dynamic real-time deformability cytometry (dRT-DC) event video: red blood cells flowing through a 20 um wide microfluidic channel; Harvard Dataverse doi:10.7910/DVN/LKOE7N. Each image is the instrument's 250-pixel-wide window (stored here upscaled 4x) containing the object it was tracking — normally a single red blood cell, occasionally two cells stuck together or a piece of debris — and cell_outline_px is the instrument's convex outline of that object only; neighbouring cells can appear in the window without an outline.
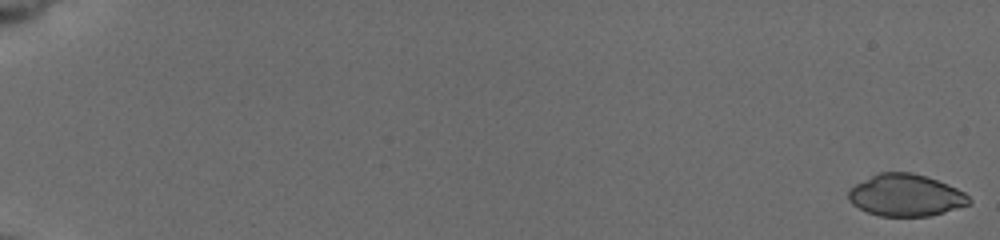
{"species": "common noctule bat (a hibernating species)", "species_latin": "Nyctalus noctula", "temperature_condition": "cold", "stored_images_in_passage": 17, "camera_frame_rate_fps": 3000, "um_per_image_px": 0.085, "animal": {"sex": "female", "body_mass_g": 19.5, "forearm_length_mm": 54.1}, "frame": {"image": 1, "passage_image": 1, "time_ms": 0.0, "image_size_px": [1000, 240], "cell_outline_px": [[972, 200], [968, 204], [944, 212], [928, 216], [880, 216], [868, 212], [852, 204], [848, 200], [848, 192], [856, 184], [880, 172], [908, 172], [924, 176], [936, 180], [956, 188], [964, 192]], "centroid_in_image_um": [76.98, 16.61], "position_along_channel_um": 8.0, "area_um2": 29.02}}